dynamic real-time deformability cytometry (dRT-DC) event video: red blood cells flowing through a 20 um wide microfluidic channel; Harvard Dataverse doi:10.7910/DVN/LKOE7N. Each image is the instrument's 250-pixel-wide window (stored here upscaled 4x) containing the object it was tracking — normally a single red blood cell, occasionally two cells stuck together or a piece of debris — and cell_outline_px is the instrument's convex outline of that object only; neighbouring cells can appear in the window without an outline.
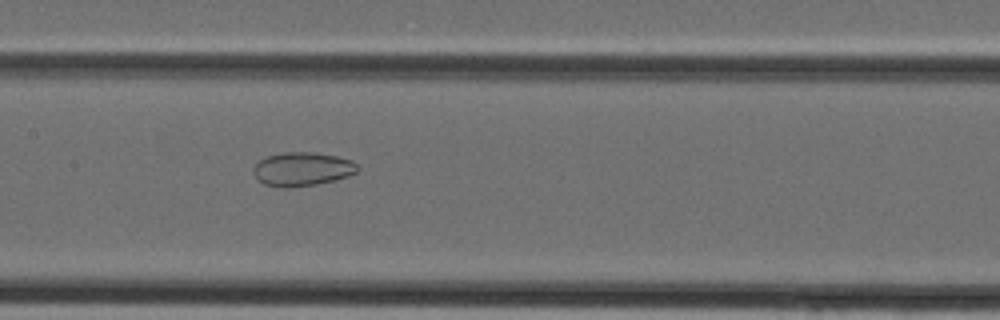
{"species": "Egyptian fruit bat (a non-hibernating species)", "species_latin": "Rousettus aegyptiacus", "temperature_condition": "cold", "stored_images_in_passage": 30, "camera_frame_rate_fps": 3000, "um_per_image_px": 0.085, "animal": {"sex": "female"}, "frame": {"image": 1, "passage_image": 10, "time_ms": 3.0, "image_size_px": [1000, 320], "cell_outline_px": [[360, 168], [356, 172], [348, 176], [336, 180], [316, 184], [288, 188], [284, 188], [264, 184], [252, 172], [252, 168], [260, 160], [268, 156], [284, 152], [312, 152], [336, 156], [352, 160]], "centroid_in_image_um": [25.7, 14.37], "position_along_channel_um": 181.7, "area_um2": 20.46}}
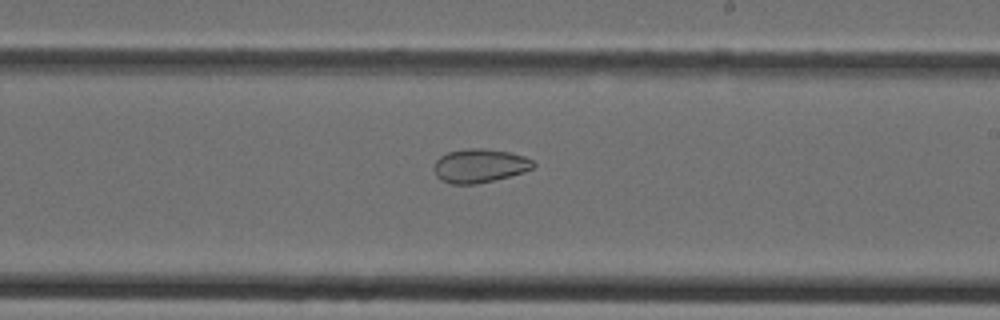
{"frame": {"image": 2, "passage_image": 14, "time_ms": 4.333, "image_size_px": [1000, 320], "cell_outline_px": [[536, 164], [532, 168], [524, 172], [476, 184], [452, 184], [440, 180], [436, 176], [436, 160], [440, 156], [448, 152], [468, 148], [484, 148], [512, 152], [524, 156], [532, 160]], "centroid_in_image_um": [40.79, 14.07], "position_along_channel_um": 248.2, "area_um2": 19.42}}
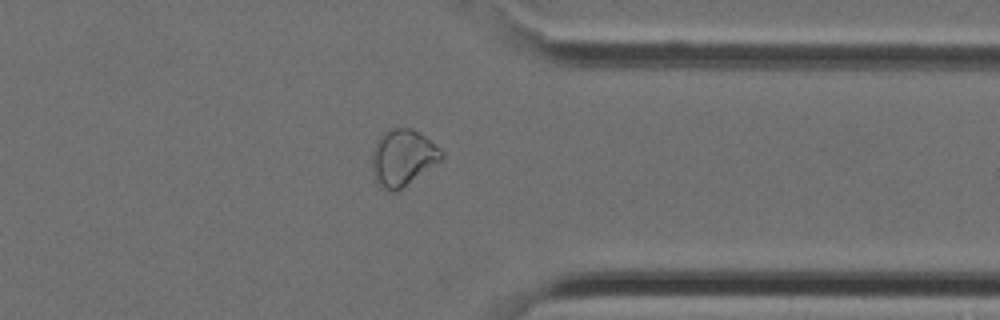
{"frame": {"image": 3, "passage_image": 22, "time_ms": 7.0, "image_size_px": [1000, 320], "cell_outline_px": [[444, 156], [440, 160], [396, 192], [388, 192], [376, 180], [372, 172], [372, 152], [376, 140], [384, 132], [392, 128], [412, 128], [424, 136], [440, 148], [444, 152]], "centroid_in_image_um": [34.21, 13.38], "position_along_channel_um": 377.2, "area_um2": 22.54}}